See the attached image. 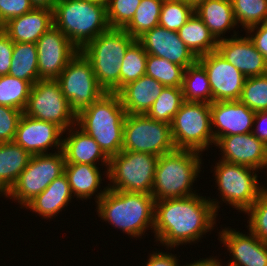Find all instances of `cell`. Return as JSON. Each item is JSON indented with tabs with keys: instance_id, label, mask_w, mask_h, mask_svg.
<instances>
[{
	"instance_id": "2",
	"label": "cell",
	"mask_w": 267,
	"mask_h": 266,
	"mask_svg": "<svg viewBox=\"0 0 267 266\" xmlns=\"http://www.w3.org/2000/svg\"><path fill=\"white\" fill-rule=\"evenodd\" d=\"M97 198V199H96ZM99 217L133 237L154 228L155 200L151 194L111 190L105 187L95 196Z\"/></svg>"
},
{
	"instance_id": "19",
	"label": "cell",
	"mask_w": 267,
	"mask_h": 266,
	"mask_svg": "<svg viewBox=\"0 0 267 266\" xmlns=\"http://www.w3.org/2000/svg\"><path fill=\"white\" fill-rule=\"evenodd\" d=\"M246 35L238 37L235 31L233 37H223L218 41L216 51L246 78L267 74V63L264 56L256 49L248 34Z\"/></svg>"
},
{
	"instance_id": "37",
	"label": "cell",
	"mask_w": 267,
	"mask_h": 266,
	"mask_svg": "<svg viewBox=\"0 0 267 266\" xmlns=\"http://www.w3.org/2000/svg\"><path fill=\"white\" fill-rule=\"evenodd\" d=\"M237 24L244 30L267 20V0H231Z\"/></svg>"
},
{
	"instance_id": "29",
	"label": "cell",
	"mask_w": 267,
	"mask_h": 266,
	"mask_svg": "<svg viewBox=\"0 0 267 266\" xmlns=\"http://www.w3.org/2000/svg\"><path fill=\"white\" fill-rule=\"evenodd\" d=\"M177 33L179 38L197 58L214 52L217 49L218 41L195 13L177 31Z\"/></svg>"
},
{
	"instance_id": "25",
	"label": "cell",
	"mask_w": 267,
	"mask_h": 266,
	"mask_svg": "<svg viewBox=\"0 0 267 266\" xmlns=\"http://www.w3.org/2000/svg\"><path fill=\"white\" fill-rule=\"evenodd\" d=\"M73 194L66 175L55 178L48 187L30 201L25 208L38 213L42 218H52L71 201Z\"/></svg>"
},
{
	"instance_id": "38",
	"label": "cell",
	"mask_w": 267,
	"mask_h": 266,
	"mask_svg": "<svg viewBox=\"0 0 267 266\" xmlns=\"http://www.w3.org/2000/svg\"><path fill=\"white\" fill-rule=\"evenodd\" d=\"M239 101L254 112L267 111V74L246 78Z\"/></svg>"
},
{
	"instance_id": "24",
	"label": "cell",
	"mask_w": 267,
	"mask_h": 266,
	"mask_svg": "<svg viewBox=\"0 0 267 266\" xmlns=\"http://www.w3.org/2000/svg\"><path fill=\"white\" fill-rule=\"evenodd\" d=\"M164 87L154 78L144 75L122 87L117 94L126 114L145 115Z\"/></svg>"
},
{
	"instance_id": "9",
	"label": "cell",
	"mask_w": 267,
	"mask_h": 266,
	"mask_svg": "<svg viewBox=\"0 0 267 266\" xmlns=\"http://www.w3.org/2000/svg\"><path fill=\"white\" fill-rule=\"evenodd\" d=\"M64 166L65 157L62 150H57L55 153L32 155L16 183L4 196L17 200L21 205L20 208L25 207L55 178L64 173Z\"/></svg>"
},
{
	"instance_id": "23",
	"label": "cell",
	"mask_w": 267,
	"mask_h": 266,
	"mask_svg": "<svg viewBox=\"0 0 267 266\" xmlns=\"http://www.w3.org/2000/svg\"><path fill=\"white\" fill-rule=\"evenodd\" d=\"M74 127L68 129L69 137L66 136L62 142L65 164L96 165L101 160V164H105L104 166L108 169L110 158L103 152L94 138L79 127L78 129L75 127V131Z\"/></svg>"
},
{
	"instance_id": "7",
	"label": "cell",
	"mask_w": 267,
	"mask_h": 266,
	"mask_svg": "<svg viewBox=\"0 0 267 266\" xmlns=\"http://www.w3.org/2000/svg\"><path fill=\"white\" fill-rule=\"evenodd\" d=\"M158 158L149 153L122 150L110 157L105 173L110 180L107 187L116 191L151 194Z\"/></svg>"
},
{
	"instance_id": "53",
	"label": "cell",
	"mask_w": 267,
	"mask_h": 266,
	"mask_svg": "<svg viewBox=\"0 0 267 266\" xmlns=\"http://www.w3.org/2000/svg\"><path fill=\"white\" fill-rule=\"evenodd\" d=\"M3 30V26L0 24V32Z\"/></svg>"
},
{
	"instance_id": "22",
	"label": "cell",
	"mask_w": 267,
	"mask_h": 266,
	"mask_svg": "<svg viewBox=\"0 0 267 266\" xmlns=\"http://www.w3.org/2000/svg\"><path fill=\"white\" fill-rule=\"evenodd\" d=\"M53 25V10L34 8L10 19L3 25V31L13 42L36 43Z\"/></svg>"
},
{
	"instance_id": "14",
	"label": "cell",
	"mask_w": 267,
	"mask_h": 266,
	"mask_svg": "<svg viewBox=\"0 0 267 266\" xmlns=\"http://www.w3.org/2000/svg\"><path fill=\"white\" fill-rule=\"evenodd\" d=\"M40 80L57 79L80 50L54 25L35 43Z\"/></svg>"
},
{
	"instance_id": "41",
	"label": "cell",
	"mask_w": 267,
	"mask_h": 266,
	"mask_svg": "<svg viewBox=\"0 0 267 266\" xmlns=\"http://www.w3.org/2000/svg\"><path fill=\"white\" fill-rule=\"evenodd\" d=\"M248 229L261 241L267 243V194L262 190L257 201L246 211Z\"/></svg>"
},
{
	"instance_id": "3",
	"label": "cell",
	"mask_w": 267,
	"mask_h": 266,
	"mask_svg": "<svg viewBox=\"0 0 267 266\" xmlns=\"http://www.w3.org/2000/svg\"><path fill=\"white\" fill-rule=\"evenodd\" d=\"M126 111L117 93H104L76 115L78 126L110 158L122 151Z\"/></svg>"
},
{
	"instance_id": "43",
	"label": "cell",
	"mask_w": 267,
	"mask_h": 266,
	"mask_svg": "<svg viewBox=\"0 0 267 266\" xmlns=\"http://www.w3.org/2000/svg\"><path fill=\"white\" fill-rule=\"evenodd\" d=\"M34 8L30 0H0V24L3 26L10 19L30 12Z\"/></svg>"
},
{
	"instance_id": "48",
	"label": "cell",
	"mask_w": 267,
	"mask_h": 266,
	"mask_svg": "<svg viewBox=\"0 0 267 266\" xmlns=\"http://www.w3.org/2000/svg\"><path fill=\"white\" fill-rule=\"evenodd\" d=\"M221 260L215 259V258H206V259H199L197 261H194V263H190L185 266H223L220 262Z\"/></svg>"
},
{
	"instance_id": "49",
	"label": "cell",
	"mask_w": 267,
	"mask_h": 266,
	"mask_svg": "<svg viewBox=\"0 0 267 266\" xmlns=\"http://www.w3.org/2000/svg\"><path fill=\"white\" fill-rule=\"evenodd\" d=\"M30 1L35 8H47L53 10L58 0H30Z\"/></svg>"
},
{
	"instance_id": "40",
	"label": "cell",
	"mask_w": 267,
	"mask_h": 266,
	"mask_svg": "<svg viewBox=\"0 0 267 266\" xmlns=\"http://www.w3.org/2000/svg\"><path fill=\"white\" fill-rule=\"evenodd\" d=\"M141 0H107V21L110 28L124 29L133 19Z\"/></svg>"
},
{
	"instance_id": "51",
	"label": "cell",
	"mask_w": 267,
	"mask_h": 266,
	"mask_svg": "<svg viewBox=\"0 0 267 266\" xmlns=\"http://www.w3.org/2000/svg\"><path fill=\"white\" fill-rule=\"evenodd\" d=\"M94 1H97V2H101V3L107 4V0H94Z\"/></svg>"
},
{
	"instance_id": "30",
	"label": "cell",
	"mask_w": 267,
	"mask_h": 266,
	"mask_svg": "<svg viewBox=\"0 0 267 266\" xmlns=\"http://www.w3.org/2000/svg\"><path fill=\"white\" fill-rule=\"evenodd\" d=\"M8 75L28 81L32 86L37 81H40L38 53L35 43L14 42V50Z\"/></svg>"
},
{
	"instance_id": "32",
	"label": "cell",
	"mask_w": 267,
	"mask_h": 266,
	"mask_svg": "<svg viewBox=\"0 0 267 266\" xmlns=\"http://www.w3.org/2000/svg\"><path fill=\"white\" fill-rule=\"evenodd\" d=\"M164 0H141L131 22L124 28L134 39L159 25Z\"/></svg>"
},
{
	"instance_id": "4",
	"label": "cell",
	"mask_w": 267,
	"mask_h": 266,
	"mask_svg": "<svg viewBox=\"0 0 267 266\" xmlns=\"http://www.w3.org/2000/svg\"><path fill=\"white\" fill-rule=\"evenodd\" d=\"M175 149L158 158L151 195L155 201L184 198L196 194L192 185L201 171L200 153Z\"/></svg>"
},
{
	"instance_id": "34",
	"label": "cell",
	"mask_w": 267,
	"mask_h": 266,
	"mask_svg": "<svg viewBox=\"0 0 267 266\" xmlns=\"http://www.w3.org/2000/svg\"><path fill=\"white\" fill-rule=\"evenodd\" d=\"M184 71L182 66L164 58L147 55L145 75L154 78L165 87L182 88Z\"/></svg>"
},
{
	"instance_id": "13",
	"label": "cell",
	"mask_w": 267,
	"mask_h": 266,
	"mask_svg": "<svg viewBox=\"0 0 267 266\" xmlns=\"http://www.w3.org/2000/svg\"><path fill=\"white\" fill-rule=\"evenodd\" d=\"M76 114L106 93L98 84L91 63L79 52L56 79Z\"/></svg>"
},
{
	"instance_id": "33",
	"label": "cell",
	"mask_w": 267,
	"mask_h": 266,
	"mask_svg": "<svg viewBox=\"0 0 267 266\" xmlns=\"http://www.w3.org/2000/svg\"><path fill=\"white\" fill-rule=\"evenodd\" d=\"M184 102L182 88L164 87L146 115L151 119L171 125L175 114Z\"/></svg>"
},
{
	"instance_id": "52",
	"label": "cell",
	"mask_w": 267,
	"mask_h": 266,
	"mask_svg": "<svg viewBox=\"0 0 267 266\" xmlns=\"http://www.w3.org/2000/svg\"><path fill=\"white\" fill-rule=\"evenodd\" d=\"M263 187V191L267 194V188L262 186Z\"/></svg>"
},
{
	"instance_id": "36",
	"label": "cell",
	"mask_w": 267,
	"mask_h": 266,
	"mask_svg": "<svg viewBox=\"0 0 267 266\" xmlns=\"http://www.w3.org/2000/svg\"><path fill=\"white\" fill-rule=\"evenodd\" d=\"M147 55L137 39L129 45L120 68V89L145 75Z\"/></svg>"
},
{
	"instance_id": "17",
	"label": "cell",
	"mask_w": 267,
	"mask_h": 266,
	"mask_svg": "<svg viewBox=\"0 0 267 266\" xmlns=\"http://www.w3.org/2000/svg\"><path fill=\"white\" fill-rule=\"evenodd\" d=\"M137 40L147 54L164 58L184 69L198 61V58L179 38L176 31L168 30L159 25L145 32Z\"/></svg>"
},
{
	"instance_id": "1",
	"label": "cell",
	"mask_w": 267,
	"mask_h": 266,
	"mask_svg": "<svg viewBox=\"0 0 267 266\" xmlns=\"http://www.w3.org/2000/svg\"><path fill=\"white\" fill-rule=\"evenodd\" d=\"M195 195L155 201V239L166 248L200 241L216 225L218 200ZM178 245V246H177Z\"/></svg>"
},
{
	"instance_id": "12",
	"label": "cell",
	"mask_w": 267,
	"mask_h": 266,
	"mask_svg": "<svg viewBox=\"0 0 267 266\" xmlns=\"http://www.w3.org/2000/svg\"><path fill=\"white\" fill-rule=\"evenodd\" d=\"M28 117L53 122L65 132L76 126V112L64 97L56 79L37 81L30 90L27 106L23 112Z\"/></svg>"
},
{
	"instance_id": "6",
	"label": "cell",
	"mask_w": 267,
	"mask_h": 266,
	"mask_svg": "<svg viewBox=\"0 0 267 266\" xmlns=\"http://www.w3.org/2000/svg\"><path fill=\"white\" fill-rule=\"evenodd\" d=\"M134 40L124 29L109 28L80 50L91 63L97 82L106 93L120 90L121 64Z\"/></svg>"
},
{
	"instance_id": "16",
	"label": "cell",
	"mask_w": 267,
	"mask_h": 266,
	"mask_svg": "<svg viewBox=\"0 0 267 266\" xmlns=\"http://www.w3.org/2000/svg\"><path fill=\"white\" fill-rule=\"evenodd\" d=\"M63 133L65 131L55 123L28 117L23 113L18 122L14 142L31 156L48 154L49 147L62 150Z\"/></svg>"
},
{
	"instance_id": "31",
	"label": "cell",
	"mask_w": 267,
	"mask_h": 266,
	"mask_svg": "<svg viewBox=\"0 0 267 266\" xmlns=\"http://www.w3.org/2000/svg\"><path fill=\"white\" fill-rule=\"evenodd\" d=\"M182 91L185 102L212 103L208 74L198 61L185 69Z\"/></svg>"
},
{
	"instance_id": "27",
	"label": "cell",
	"mask_w": 267,
	"mask_h": 266,
	"mask_svg": "<svg viewBox=\"0 0 267 266\" xmlns=\"http://www.w3.org/2000/svg\"><path fill=\"white\" fill-rule=\"evenodd\" d=\"M30 158L31 155L14 141L0 143V194L5 195L11 189Z\"/></svg>"
},
{
	"instance_id": "39",
	"label": "cell",
	"mask_w": 267,
	"mask_h": 266,
	"mask_svg": "<svg viewBox=\"0 0 267 266\" xmlns=\"http://www.w3.org/2000/svg\"><path fill=\"white\" fill-rule=\"evenodd\" d=\"M194 14V7L182 0H164L159 26L178 31Z\"/></svg>"
},
{
	"instance_id": "45",
	"label": "cell",
	"mask_w": 267,
	"mask_h": 266,
	"mask_svg": "<svg viewBox=\"0 0 267 266\" xmlns=\"http://www.w3.org/2000/svg\"><path fill=\"white\" fill-rule=\"evenodd\" d=\"M246 33H249L248 37L254 43L256 49L264 56L267 63V20L262 24L248 28Z\"/></svg>"
},
{
	"instance_id": "18",
	"label": "cell",
	"mask_w": 267,
	"mask_h": 266,
	"mask_svg": "<svg viewBox=\"0 0 267 266\" xmlns=\"http://www.w3.org/2000/svg\"><path fill=\"white\" fill-rule=\"evenodd\" d=\"M210 110L211 129L215 142L223 136L252 132L256 112L239 100L212 102Z\"/></svg>"
},
{
	"instance_id": "28",
	"label": "cell",
	"mask_w": 267,
	"mask_h": 266,
	"mask_svg": "<svg viewBox=\"0 0 267 266\" xmlns=\"http://www.w3.org/2000/svg\"><path fill=\"white\" fill-rule=\"evenodd\" d=\"M64 174L72 194L79 200L92 198L102 181L99 168L91 164H65Z\"/></svg>"
},
{
	"instance_id": "10",
	"label": "cell",
	"mask_w": 267,
	"mask_h": 266,
	"mask_svg": "<svg viewBox=\"0 0 267 266\" xmlns=\"http://www.w3.org/2000/svg\"><path fill=\"white\" fill-rule=\"evenodd\" d=\"M216 164L214 177L222 201L245 213L257 201L263 190L262 185L258 184V174H256L258 171L255 168L222 160Z\"/></svg>"
},
{
	"instance_id": "35",
	"label": "cell",
	"mask_w": 267,
	"mask_h": 266,
	"mask_svg": "<svg viewBox=\"0 0 267 266\" xmlns=\"http://www.w3.org/2000/svg\"><path fill=\"white\" fill-rule=\"evenodd\" d=\"M32 85L11 75L0 76V105L24 112Z\"/></svg>"
},
{
	"instance_id": "20",
	"label": "cell",
	"mask_w": 267,
	"mask_h": 266,
	"mask_svg": "<svg viewBox=\"0 0 267 266\" xmlns=\"http://www.w3.org/2000/svg\"><path fill=\"white\" fill-rule=\"evenodd\" d=\"M215 146L223 153L222 161L256 170L267 168V146L252 133L220 137Z\"/></svg>"
},
{
	"instance_id": "11",
	"label": "cell",
	"mask_w": 267,
	"mask_h": 266,
	"mask_svg": "<svg viewBox=\"0 0 267 266\" xmlns=\"http://www.w3.org/2000/svg\"><path fill=\"white\" fill-rule=\"evenodd\" d=\"M175 149L170 124L151 119L146 114H126L122 150L160 157Z\"/></svg>"
},
{
	"instance_id": "50",
	"label": "cell",
	"mask_w": 267,
	"mask_h": 266,
	"mask_svg": "<svg viewBox=\"0 0 267 266\" xmlns=\"http://www.w3.org/2000/svg\"><path fill=\"white\" fill-rule=\"evenodd\" d=\"M187 4H190L191 6H193L194 8L200 4L201 2H204L205 0H182Z\"/></svg>"
},
{
	"instance_id": "42",
	"label": "cell",
	"mask_w": 267,
	"mask_h": 266,
	"mask_svg": "<svg viewBox=\"0 0 267 266\" xmlns=\"http://www.w3.org/2000/svg\"><path fill=\"white\" fill-rule=\"evenodd\" d=\"M22 114L19 109L0 105V143L14 141Z\"/></svg>"
},
{
	"instance_id": "26",
	"label": "cell",
	"mask_w": 267,
	"mask_h": 266,
	"mask_svg": "<svg viewBox=\"0 0 267 266\" xmlns=\"http://www.w3.org/2000/svg\"><path fill=\"white\" fill-rule=\"evenodd\" d=\"M194 13L217 41L223 39V33L233 30L237 25L231 0H205L194 8Z\"/></svg>"
},
{
	"instance_id": "8",
	"label": "cell",
	"mask_w": 267,
	"mask_h": 266,
	"mask_svg": "<svg viewBox=\"0 0 267 266\" xmlns=\"http://www.w3.org/2000/svg\"><path fill=\"white\" fill-rule=\"evenodd\" d=\"M171 134L176 149L203 152L212 143L210 104L184 102L171 123Z\"/></svg>"
},
{
	"instance_id": "15",
	"label": "cell",
	"mask_w": 267,
	"mask_h": 266,
	"mask_svg": "<svg viewBox=\"0 0 267 266\" xmlns=\"http://www.w3.org/2000/svg\"><path fill=\"white\" fill-rule=\"evenodd\" d=\"M198 62L208 74L212 102L239 100L246 77L217 52L200 56Z\"/></svg>"
},
{
	"instance_id": "47",
	"label": "cell",
	"mask_w": 267,
	"mask_h": 266,
	"mask_svg": "<svg viewBox=\"0 0 267 266\" xmlns=\"http://www.w3.org/2000/svg\"><path fill=\"white\" fill-rule=\"evenodd\" d=\"M148 262L145 266H179L178 264V257L173 255L172 253L167 254L163 252H154L149 254ZM185 266V265H183Z\"/></svg>"
},
{
	"instance_id": "46",
	"label": "cell",
	"mask_w": 267,
	"mask_h": 266,
	"mask_svg": "<svg viewBox=\"0 0 267 266\" xmlns=\"http://www.w3.org/2000/svg\"><path fill=\"white\" fill-rule=\"evenodd\" d=\"M253 125L251 133L267 146V111L256 112Z\"/></svg>"
},
{
	"instance_id": "5",
	"label": "cell",
	"mask_w": 267,
	"mask_h": 266,
	"mask_svg": "<svg viewBox=\"0 0 267 266\" xmlns=\"http://www.w3.org/2000/svg\"><path fill=\"white\" fill-rule=\"evenodd\" d=\"M53 21L79 50L110 28L106 4L94 0H58Z\"/></svg>"
},
{
	"instance_id": "44",
	"label": "cell",
	"mask_w": 267,
	"mask_h": 266,
	"mask_svg": "<svg viewBox=\"0 0 267 266\" xmlns=\"http://www.w3.org/2000/svg\"><path fill=\"white\" fill-rule=\"evenodd\" d=\"M14 42L2 30L0 32V76L8 75L11 66Z\"/></svg>"
},
{
	"instance_id": "21",
	"label": "cell",
	"mask_w": 267,
	"mask_h": 266,
	"mask_svg": "<svg viewBox=\"0 0 267 266\" xmlns=\"http://www.w3.org/2000/svg\"><path fill=\"white\" fill-rule=\"evenodd\" d=\"M248 231L249 236L226 227L219 232L220 242L233 255L226 266H267V243Z\"/></svg>"
}]
</instances>
